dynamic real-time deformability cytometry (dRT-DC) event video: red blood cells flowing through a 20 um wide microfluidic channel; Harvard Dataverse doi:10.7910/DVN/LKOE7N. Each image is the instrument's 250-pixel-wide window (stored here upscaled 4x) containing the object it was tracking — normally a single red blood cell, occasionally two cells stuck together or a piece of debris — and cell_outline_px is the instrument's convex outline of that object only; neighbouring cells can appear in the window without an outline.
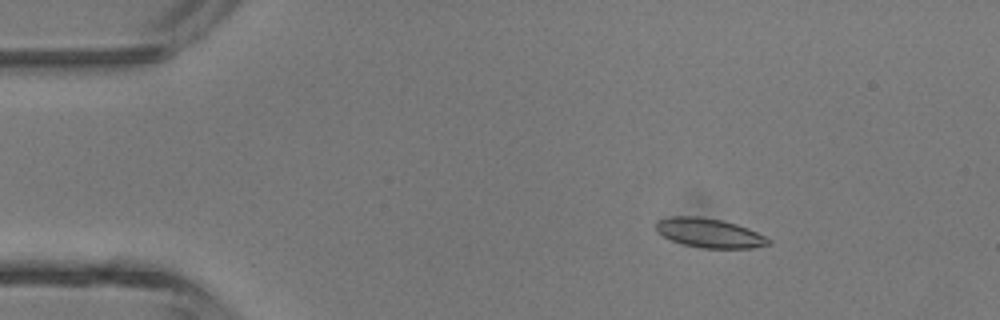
{"species": "common noctule bat (a hibernating species)", "species_latin": "Nyctalus noctula", "temperature_condition": "room temperature", "stored_images_in_passage": 3, "camera_frame_rate_fps": 3000, "um_per_image_px": 0.085, "animal": {"sex": "male", "body_mass_g": 13.3}, "frame": {"image": 1, "passage_image": 1, "time_ms": 0.0, "image_size_px": [1000, 320], "cell_outline_px": [[772, 244], [752, 248], [704, 248], [684, 244], [672, 240], [656, 232], [656, 220], [672, 216], [696, 216], [724, 220], [748, 228], [772, 240]], "centroid_in_image_um": [60.3, 19.8], "position_along_channel_um": 24.7, "area_um2": 19.19}}